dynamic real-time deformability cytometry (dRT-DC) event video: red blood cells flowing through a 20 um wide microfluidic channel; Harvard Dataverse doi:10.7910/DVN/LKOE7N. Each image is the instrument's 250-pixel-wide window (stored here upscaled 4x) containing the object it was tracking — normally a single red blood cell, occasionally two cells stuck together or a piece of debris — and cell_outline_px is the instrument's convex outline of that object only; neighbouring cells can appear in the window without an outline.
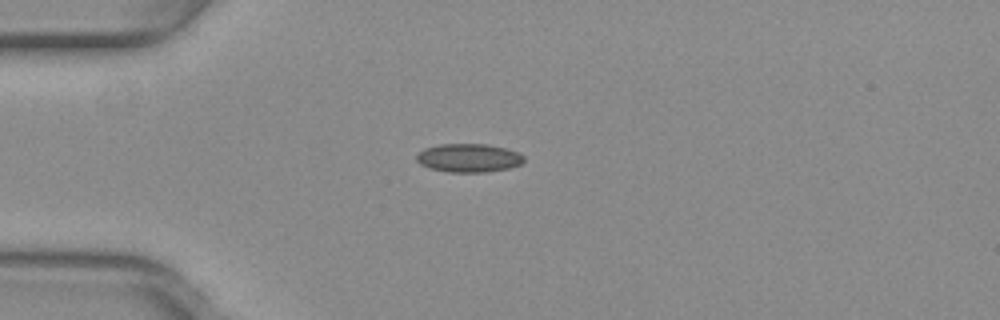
{"species": "common noctule bat (a hibernating species)", "species_latin": "Nyctalus noctula", "temperature_condition": "warm", "stored_images_in_passage": 37, "camera_frame_rate_fps": 3000, "um_per_image_px": 0.085, "animal": {"sex": "female", "body_mass_g": 29.2, "forearm_length_mm": 56.3}, "frame": {"image": 1, "passage_image": 3, "time_ms": 0.667, "image_size_px": [1000, 320], "cell_outline_px": [[524, 160], [520, 164], [508, 168], [488, 172], [448, 172], [432, 168], [420, 164], [416, 160], [416, 152], [424, 148], [440, 144], [488, 144], [508, 148], [524, 156]], "centroid_in_image_um": [39.82, 13.41], "position_along_channel_um": 45.2, "area_um2": 17.92}}
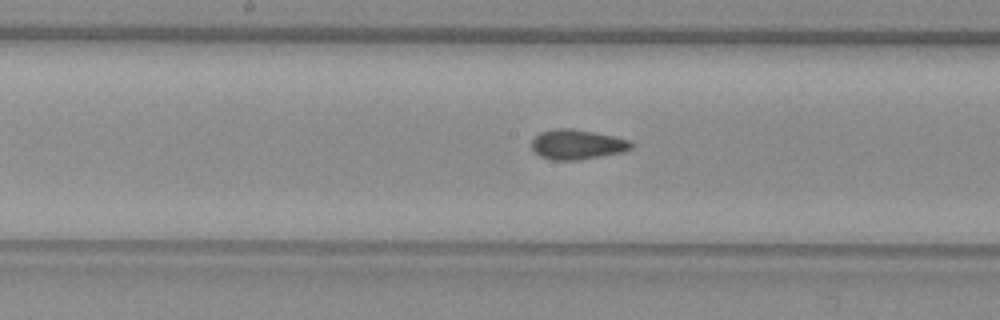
{"frame": {"image": 2, "passage_image": 16, "time_ms": 5.0, "image_size_px": [1000, 320], "cell_outline_px": [[632, 148], [624, 152], [580, 160], [552, 160], [540, 156], [532, 152], [532, 140], [540, 132], [556, 128], [572, 128], [612, 136], [628, 140], [632, 144]], "centroid_in_image_um": [49.02, 12.29], "position_along_channel_um": 199.2, "area_um2": 17.34}}
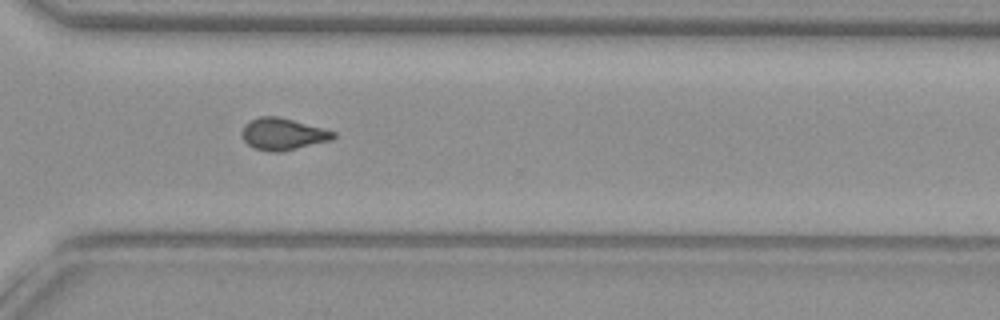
{"frame": {"image": 3, "passage_image": 27, "time_ms": 8.667, "image_size_px": [1000, 320], "cell_outline_px": [[336, 136], [332, 140], [280, 152], [272, 152], [252, 148], [244, 140], [240, 132], [244, 124], [260, 116], [276, 116], [324, 128], [336, 132]], "centroid_in_image_um": [24.03, 11.4], "position_along_channel_um": 346.6, "area_um2": 16.99}, "authors_computed_cell_mechanics": {"area_um2": 17.2244, "velocity_mm_per_s": 4.0234, "shape_relaxation_time_tau1_ms": null, "shape_relaxation_time_tau2_ms": 1.8841, "deformation_change_tau1": null, "deformation_change_tau2": 0.0794}}